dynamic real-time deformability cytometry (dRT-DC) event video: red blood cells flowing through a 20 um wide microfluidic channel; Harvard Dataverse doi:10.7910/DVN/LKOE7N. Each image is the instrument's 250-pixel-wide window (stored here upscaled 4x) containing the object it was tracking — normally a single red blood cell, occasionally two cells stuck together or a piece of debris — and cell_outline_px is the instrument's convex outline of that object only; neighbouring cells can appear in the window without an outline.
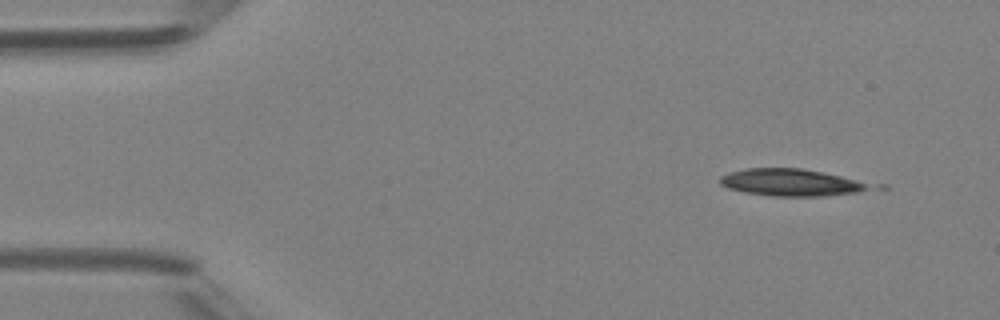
{"species": "Egyptian fruit bat (a non-hibernating species)", "species_latin": "Rousettus aegyptiacus", "temperature_condition": "room temperature", "stored_images_in_passage": 5, "segment_of_instrument_passage": [1, 2], "camera_frame_rate_fps": 3000, "um_per_image_px": 0.085, "animal": {"sex": "female"}, "frame": {"image": 1, "passage_image": 1, "time_ms": 0.0, "image_size_px": [1000, 320], "cell_outline_px": [[868, 188], [860, 192], [824, 196], [772, 196], [744, 192], [728, 188], [720, 184], [720, 176], [728, 172], [744, 168], [800, 168], [840, 176], [864, 184]], "centroid_in_image_um": [67.07, 15.51], "position_along_channel_um": 17.9, "area_um2": 23.06}}